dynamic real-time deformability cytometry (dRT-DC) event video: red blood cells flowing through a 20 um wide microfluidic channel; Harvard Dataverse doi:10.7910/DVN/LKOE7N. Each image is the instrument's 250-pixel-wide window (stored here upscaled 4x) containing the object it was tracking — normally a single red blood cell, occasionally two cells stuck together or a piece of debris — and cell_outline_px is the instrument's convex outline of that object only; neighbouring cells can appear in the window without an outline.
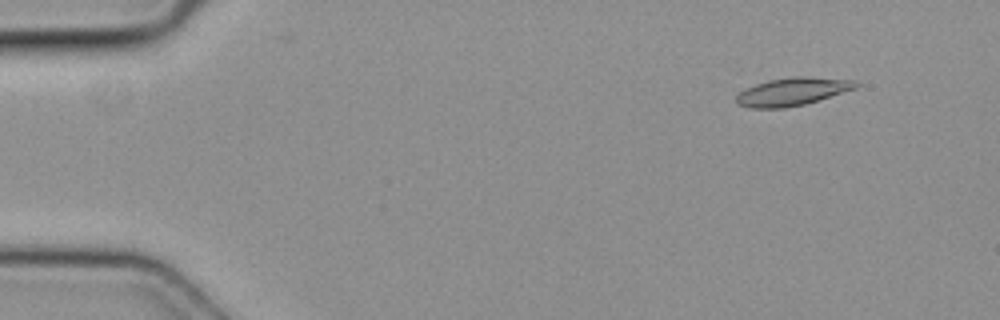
{"species": "common noctule bat (a hibernating species)", "species_latin": "Nyctalus noctula", "temperature_condition": "cold", "stored_images_in_passage": 4, "camera_frame_rate_fps": 3000, "um_per_image_px": 0.085, "animal": {"sex": "female", "body_mass_g": 19.3, "forearm_length_mm": 54.1}, "frame": {"image": 1, "passage_image": 2, "time_ms": 0.333, "image_size_px": [1000, 320], "cell_outline_px": [[860, 84], [856, 88], [804, 104], [784, 108], [748, 108], [736, 104], [736, 96], [740, 92], [756, 84], [768, 80], [792, 76], [800, 76], [856, 80]], "centroid_in_image_um": [67.34, 7.79], "position_along_channel_um": 17.7, "area_um2": 19.31}}